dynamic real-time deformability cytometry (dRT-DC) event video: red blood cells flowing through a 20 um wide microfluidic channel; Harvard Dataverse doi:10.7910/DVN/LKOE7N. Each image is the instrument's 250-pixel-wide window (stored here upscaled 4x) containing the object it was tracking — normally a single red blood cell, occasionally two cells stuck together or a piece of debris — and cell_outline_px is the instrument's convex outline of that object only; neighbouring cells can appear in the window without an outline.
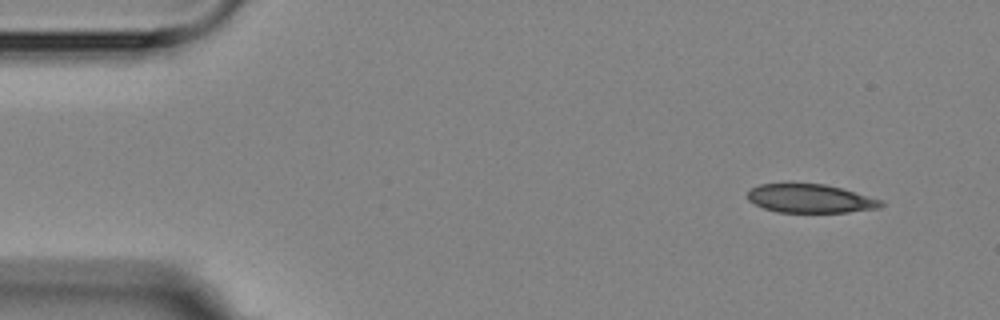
{"species": "Egyptian fruit bat (a non-hibernating species)", "species_latin": "Rousettus aegyptiacus", "temperature_condition": "room temperature", "stored_images_in_passage": 4, "camera_frame_rate_fps": 3000, "um_per_image_px": 0.085, "animal": {"sex": "female"}, "frame": {"image": 1, "passage_image": 1, "time_ms": 0.0, "image_size_px": [1000, 320], "cell_outline_px": [[884, 204], [880, 208], [848, 212], [776, 212], [764, 208], [748, 200], [748, 192], [752, 188], [760, 184], [788, 180], [824, 184], [840, 188], [884, 200]], "centroid_in_image_um": [68.84, 16.83], "position_along_channel_um": 16.2, "area_um2": 23.0}}
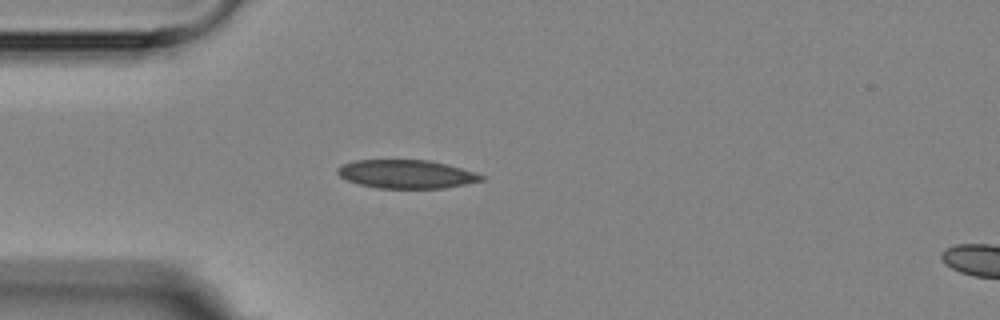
{"frame": {"image": 2, "passage_image": 3, "time_ms": 3.333, "image_size_px": [1000, 320], "cell_outline_px": [[488, 176], [484, 180], [444, 188], [380, 188], [360, 184], [348, 180], [340, 176], [336, 172], [336, 168], [344, 164], [356, 160], [428, 160], [448, 164], [476, 172]], "centroid_in_image_um": [34.6, 14.79], "position_along_channel_um": 50.4, "area_um2": 23.87}}